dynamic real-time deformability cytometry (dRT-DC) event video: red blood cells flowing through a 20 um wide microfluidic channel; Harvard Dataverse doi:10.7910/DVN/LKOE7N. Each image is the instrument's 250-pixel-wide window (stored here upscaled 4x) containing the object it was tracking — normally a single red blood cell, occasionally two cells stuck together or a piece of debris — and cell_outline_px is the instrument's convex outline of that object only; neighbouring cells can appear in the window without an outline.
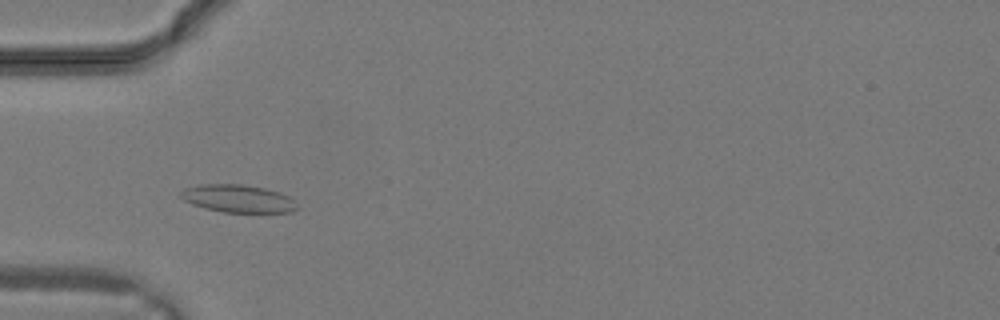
{"species": "common noctule bat (a hibernating species)", "species_latin": "Nyctalus noctula", "temperature_condition": "warm", "stored_images_in_passage": 23, "camera_frame_rate_fps": 3000, "um_per_image_px": 0.085, "animal": {"sex": "male", "body_mass_g": 19.2, "forearm_length_mm": 51.8}, "frame": {"image": 1, "passage_image": 2, "time_ms": 0.333, "image_size_px": [1000, 320], "cell_outline_px": [[296, 208], [292, 212], [224, 212], [204, 208], [192, 204], [184, 200], [180, 196], [180, 192], [184, 188], [200, 184], [240, 184], [264, 188], [280, 192], [288, 196], [292, 200]], "centroid_in_image_um": [20.17, 16.87], "position_along_channel_um": 64.8, "area_um2": 18.61}}
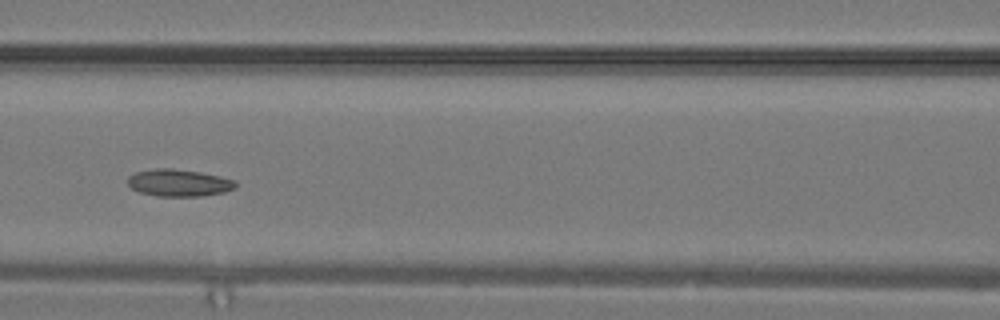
{"frame": {"image": 2, "passage_image": 6, "time_ms": 1.667, "image_size_px": [1000, 320], "cell_outline_px": [[236, 188], [224, 192], [200, 196], [156, 196], [140, 192], [132, 188], [128, 184], [128, 176], [136, 172], [156, 168], [172, 168], [200, 172], [220, 176], [236, 180]], "centroid_in_image_um": [15.22, 15.53], "position_along_channel_um": 151.4, "area_um2": 17.05}}
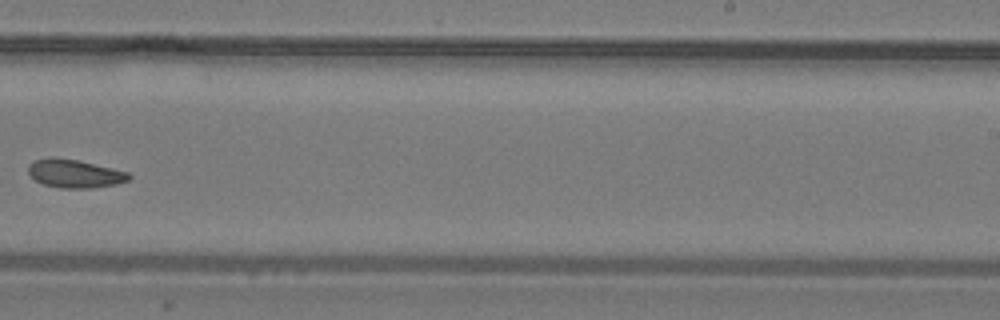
{"frame": {"image": 3, "passage_image": 12, "time_ms": 3.667, "image_size_px": [1000, 320], "cell_outline_px": [[132, 176], [128, 180], [116, 184], [92, 188], [60, 188], [44, 184], [36, 180], [28, 172], [28, 164], [36, 160], [76, 160], [112, 168], [128, 172]], "centroid_in_image_um": [6.4, 14.8], "position_along_channel_um": 282.6, "area_um2": 15.9}}